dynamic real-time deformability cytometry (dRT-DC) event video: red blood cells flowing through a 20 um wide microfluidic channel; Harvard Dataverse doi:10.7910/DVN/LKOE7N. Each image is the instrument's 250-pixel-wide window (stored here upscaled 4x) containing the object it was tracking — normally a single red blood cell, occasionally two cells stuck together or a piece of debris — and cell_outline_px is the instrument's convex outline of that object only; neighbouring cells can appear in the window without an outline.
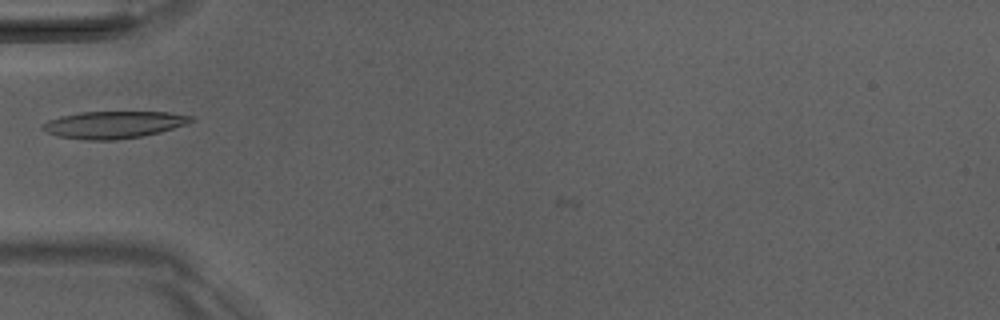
{"species": "Egyptian fruit bat (a non-hibernating species)", "species_latin": "Rousettus aegyptiacus", "temperature_condition": "room temperature", "stored_images_in_passage": 35, "camera_frame_rate_fps": 3000, "um_per_image_px": 0.085, "animal": {"sex": "male"}, "frame": {"image": 1, "passage_image": 2, "time_ms": 0.333, "image_size_px": [1000, 320], "cell_outline_px": [[192, 120], [184, 124], [160, 132], [140, 136], [116, 140], [88, 140], [56, 136], [40, 128], [40, 124], [48, 120], [60, 116], [80, 112], [168, 112], [192, 116]], "centroid_in_image_um": [9.57, 10.6], "position_along_channel_um": 75.4, "area_um2": 23.29}}
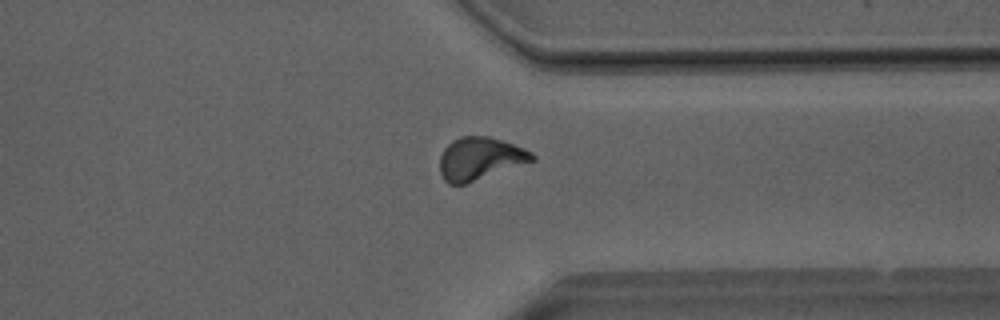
{"frame": {"image": 2, "passage_image": 24, "time_ms": 7.667, "image_size_px": [1000, 320], "cell_outline_px": [[536, 160], [464, 184], [448, 184], [444, 180], [440, 172], [440, 156], [444, 148], [452, 140], [460, 136], [488, 136], [524, 148], [532, 152], [536, 156]], "centroid_in_image_um": [40.79, 13.47], "position_along_channel_um": 370.6, "area_um2": 22.83}}
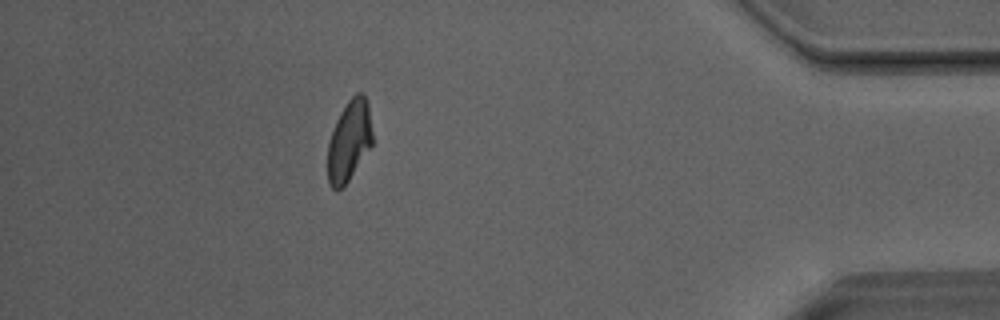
{"frame": {"image": 3, "passage_image": 30, "time_ms": 9.667, "image_size_px": [1000, 320], "cell_outline_px": [[372, 144], [348, 180], [336, 192], [328, 184], [328, 144], [336, 120], [340, 112], [348, 100], [356, 92], [364, 92], [368, 104], [372, 132]], "centroid_in_image_um": [29.67, 11.94], "position_along_channel_um": 405.5, "area_um2": 20.87}, "authors_computed_cell_mechanics": {"area_um2": 22.1374, "velocity_mm_per_s": 4.0399, "shape_relaxation_time_tau1_ms": 4.8881, "shape_relaxation_time_tau2_ms": 4.4836, "deformation_change_tau1": 0.1687, "deformation_change_tau2": 0.078}}